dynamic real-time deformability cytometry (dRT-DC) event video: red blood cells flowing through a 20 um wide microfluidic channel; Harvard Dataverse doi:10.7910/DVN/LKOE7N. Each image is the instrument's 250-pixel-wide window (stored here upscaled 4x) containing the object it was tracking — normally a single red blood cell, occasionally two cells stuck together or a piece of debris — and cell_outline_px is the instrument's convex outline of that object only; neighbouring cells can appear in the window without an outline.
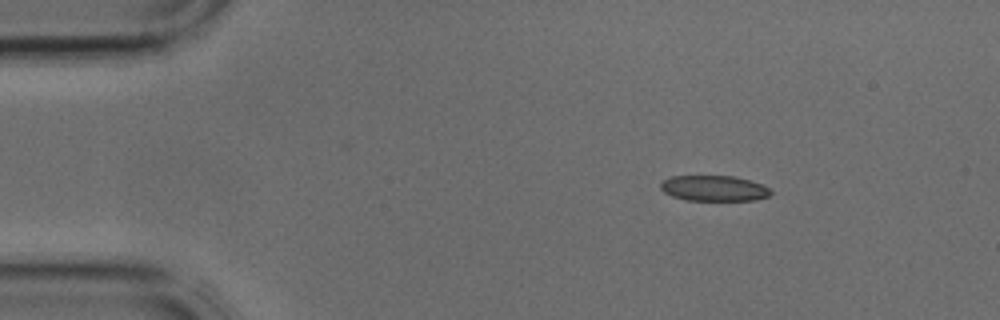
{"species": "common noctule bat (a hibernating species)", "species_latin": "Nyctalus noctula", "temperature_condition": "cold", "stored_images_in_passage": 2, "camera_frame_rate_fps": 3000, "um_per_image_px": 0.085, "animal": {"sex": "male", "body_mass_g": 17.9, "forearm_length_mm": 54.2}, "frame": {"image": 1, "passage_image": 1, "time_ms": 0.0, "image_size_px": [1000, 320], "cell_outline_px": [[772, 192], [768, 196], [756, 200], [684, 200], [672, 196], [664, 192], [660, 188], [660, 184], [664, 180], [672, 176], [732, 176], [748, 180], [760, 184], [768, 188]], "centroid_in_image_um": [60.65, 16.01], "position_along_channel_um": 24.3, "area_um2": 16.24}}
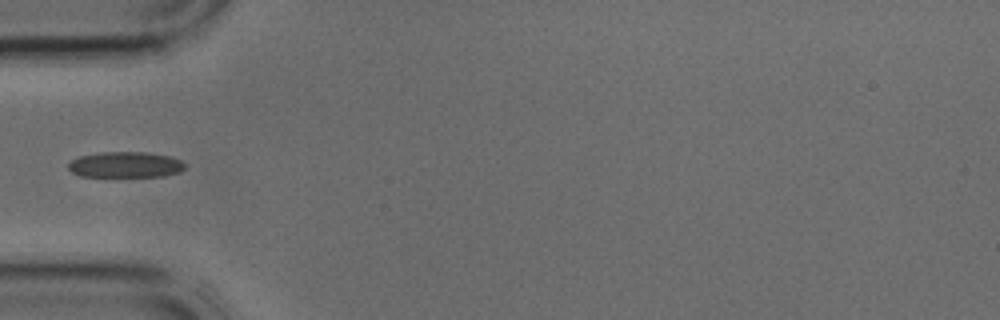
{"frame": {"image": 2, "passage_image": 2, "time_ms": 0.333, "image_size_px": [1000, 320], "cell_outline_px": [[184, 168], [180, 172], [164, 176], [80, 176], [72, 172], [68, 168], [68, 164], [72, 160], [80, 156], [100, 152], [144, 152], [168, 156], [180, 160], [184, 164]], "centroid_in_image_um": [10.64, 14.0], "position_along_channel_um": 74.4, "area_um2": 17.34}}